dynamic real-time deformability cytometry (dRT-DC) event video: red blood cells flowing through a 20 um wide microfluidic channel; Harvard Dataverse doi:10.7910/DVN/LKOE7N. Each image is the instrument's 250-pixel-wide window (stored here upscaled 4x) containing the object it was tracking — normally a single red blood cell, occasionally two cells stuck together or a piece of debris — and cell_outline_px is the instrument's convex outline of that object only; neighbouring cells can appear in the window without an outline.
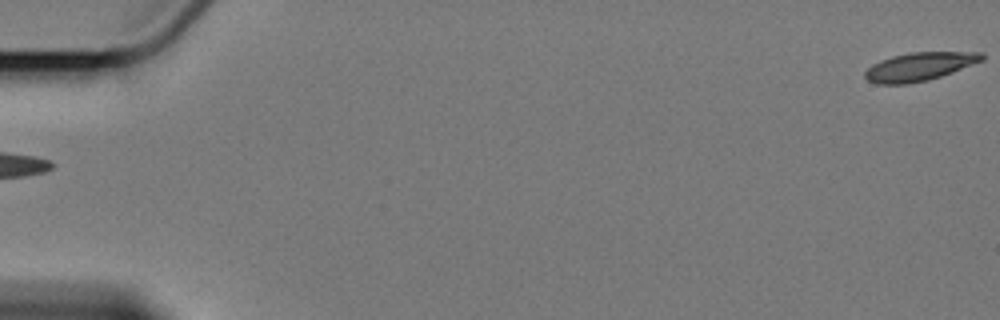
{"species": "Egyptian fruit bat (a non-hibernating species)", "species_latin": "Rousettus aegyptiacus", "temperature_condition": "cold", "stored_images_in_passage": 2, "segment_of_instrument_passage": [2, 2], "camera_frame_rate_fps": 3000, "um_per_image_px": 0.085, "animal": {"sex": "female"}, "frame": {"image": 1, "passage_image": 2, "time_ms": 1.333, "image_size_px": [1000, 320], "cell_outline_px": [[984, 60], [952, 72], [928, 80], [908, 84], [876, 84], [868, 80], [864, 76], [864, 72], [872, 64], [880, 60], [892, 56], [912, 52], [984, 52]], "centroid_in_image_um": [78.14, 5.66], "position_along_channel_um": 6.9, "area_um2": 19.31}}